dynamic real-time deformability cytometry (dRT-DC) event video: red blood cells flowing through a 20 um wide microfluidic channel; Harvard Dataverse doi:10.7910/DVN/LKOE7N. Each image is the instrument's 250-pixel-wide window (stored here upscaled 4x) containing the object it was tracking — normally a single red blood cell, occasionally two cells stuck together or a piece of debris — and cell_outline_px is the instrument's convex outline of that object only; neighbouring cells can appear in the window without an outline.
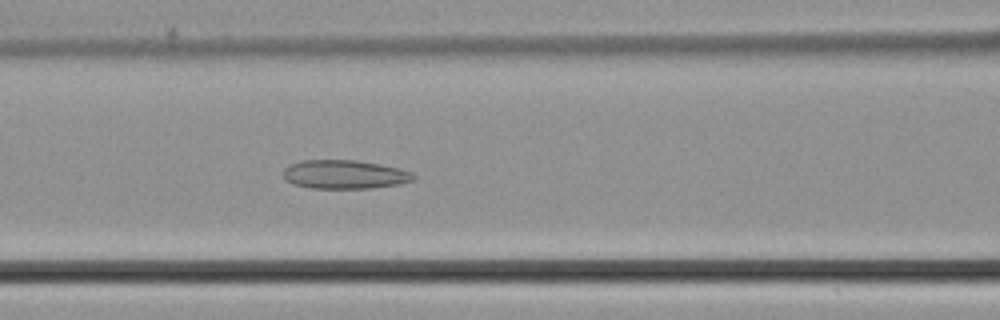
{"species": "common noctule bat (a hibernating species)", "species_latin": "Nyctalus noctula", "temperature_condition": "cold", "stored_images_in_passage": 18, "camera_frame_rate_fps": 3000, "um_per_image_px": 0.085, "animal": {"sex": "male", "body_mass_g": 21.5, "forearm_length_mm": 52.0}, "frame": {"image": 1, "passage_image": 12, "time_ms": 3.667, "image_size_px": [1000, 320], "cell_outline_px": [[416, 176], [412, 180], [400, 184], [372, 188], [312, 188], [292, 184], [284, 180], [284, 168], [288, 164], [304, 160], [356, 160], [380, 164], [412, 172]], "centroid_in_image_um": [29.25, 14.83], "position_along_channel_um": 137.3, "area_um2": 21.85}}
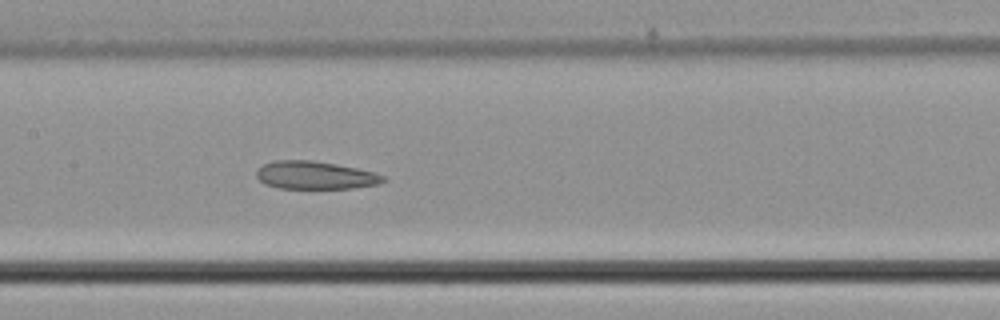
{"frame": {"image": 2, "passage_image": 15, "time_ms": 4.667, "image_size_px": [1000, 320], "cell_outline_px": [[384, 180], [376, 184], [352, 188], [280, 188], [264, 184], [256, 176], [256, 172], [264, 164], [276, 160], [312, 160], [336, 164], [356, 168], [372, 172], [384, 176]], "centroid_in_image_um": [26.74, 14.89], "position_along_channel_um": 180.7, "area_um2": 20.29}}